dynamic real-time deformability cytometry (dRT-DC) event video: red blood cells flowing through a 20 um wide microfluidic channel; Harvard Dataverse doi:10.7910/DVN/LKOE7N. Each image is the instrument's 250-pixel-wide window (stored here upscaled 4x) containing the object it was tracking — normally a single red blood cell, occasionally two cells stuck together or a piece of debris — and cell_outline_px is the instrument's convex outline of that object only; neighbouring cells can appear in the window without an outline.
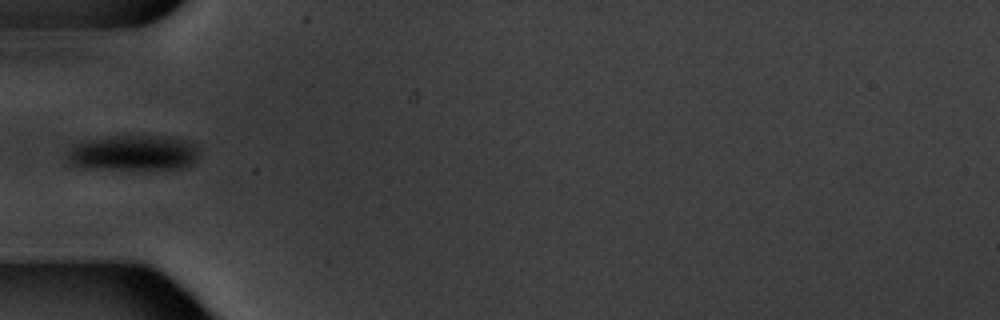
{"species": "common noctule bat (a hibernating species)", "species_latin": "Nyctalus noctula", "temperature_condition": "warm", "stored_images_in_passage": 9, "camera_frame_rate_fps": 3000, "um_per_image_px": 0.085, "animal": {"sex": "male", "body_mass_g": 20.1, "forearm_length_mm": 53.5}, "frame": {"image": 1, "passage_image": 6, "time_ms": 6.0, "image_size_px": [1000, 320], "cell_outline_px": [[196, 160], [192, 164], [184, 168], [80, 168], [72, 164], [68, 160], [68, 152], [72, 144], [80, 140], [112, 136], [164, 136], [184, 140], [196, 144]], "centroid_in_image_um": [11.27, 12.98], "position_along_channel_um": 73.7, "area_um2": 27.05}}
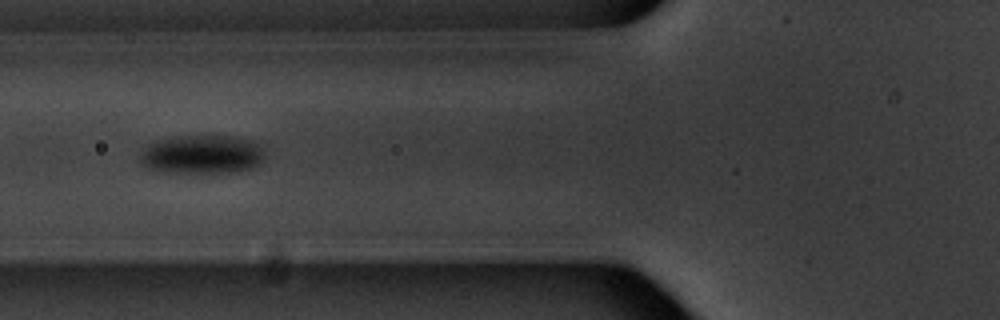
{"frame": {"image": 2, "passage_image": 7, "time_ms": 7.0, "image_size_px": [1000, 320], "cell_outline_px": [[264, 156], [260, 164], [252, 168], [236, 172], [156, 172], [140, 164], [140, 156], [144, 148], [148, 144], [156, 140], [184, 136], [232, 136], [252, 140], [260, 144], [264, 152]], "centroid_in_image_um": [17.17, 13.13], "position_along_channel_um": 108.6, "area_um2": 28.38}}